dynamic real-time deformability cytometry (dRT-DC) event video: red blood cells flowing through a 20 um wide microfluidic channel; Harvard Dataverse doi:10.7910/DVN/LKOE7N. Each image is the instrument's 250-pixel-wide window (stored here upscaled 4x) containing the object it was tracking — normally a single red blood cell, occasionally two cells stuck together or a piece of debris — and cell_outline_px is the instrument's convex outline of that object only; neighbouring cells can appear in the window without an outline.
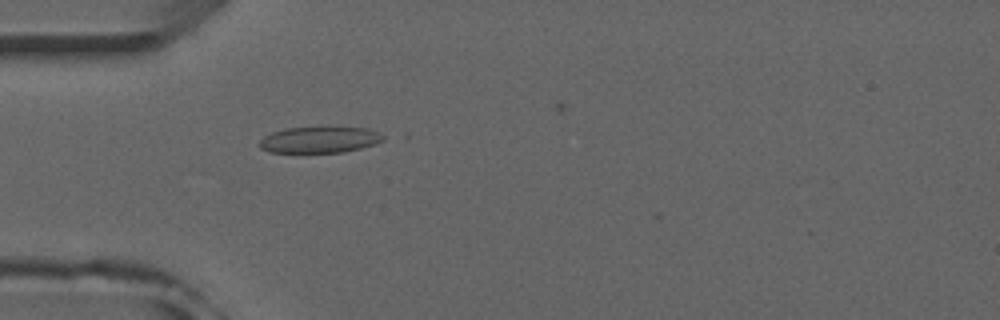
{"species": "common noctule bat (a hibernating species)", "species_latin": "Nyctalus noctula", "temperature_condition": "room temperature", "stored_images_in_passage": 30, "camera_frame_rate_fps": 3000, "um_per_image_px": 0.085, "animal": {"sex": "male", "forearm_length_mm": 52.5}, "frame": {"image": 1, "passage_image": 5, "time_ms": 1.333, "image_size_px": [1000, 320], "cell_outline_px": [[388, 136], [384, 140], [376, 144], [344, 152], [272, 152], [260, 148], [260, 140], [264, 136], [272, 132], [284, 128], [368, 128], [380, 132]], "centroid_in_image_um": [27.23, 11.88], "position_along_channel_um": 57.8, "area_um2": 18.79}}
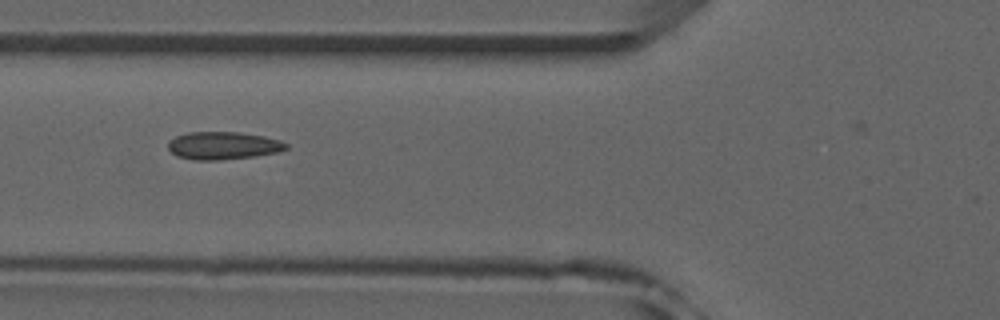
{"frame": {"image": 2, "passage_image": 9, "time_ms": 2.667, "image_size_px": [1000, 320], "cell_outline_px": [[288, 148], [276, 152], [252, 156], [216, 160], [196, 160], [176, 156], [168, 148], [168, 144], [176, 136], [188, 132], [240, 132], [264, 136], [280, 140], [288, 144]], "centroid_in_image_um": [18.97, 12.36], "position_along_channel_um": 106.8, "area_um2": 18.84}, "authors_computed_cell_mechanics": {"area_um2": 18.5538, "velocity_mm_per_s": 3.9782, "shape_relaxation_time_tau1_ms": null, "shape_relaxation_time_tau2_ms": 1.9774, "deformation_change_tau1": null, "deformation_change_tau2": 0.0571}}